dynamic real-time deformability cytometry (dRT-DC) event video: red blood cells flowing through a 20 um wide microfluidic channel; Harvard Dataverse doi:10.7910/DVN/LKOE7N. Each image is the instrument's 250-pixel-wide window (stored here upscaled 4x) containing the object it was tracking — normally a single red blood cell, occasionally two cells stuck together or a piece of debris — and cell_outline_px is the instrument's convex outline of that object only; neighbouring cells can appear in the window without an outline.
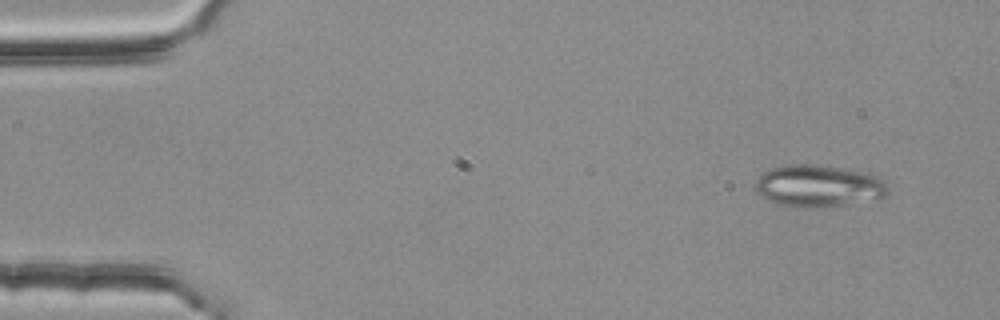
{"species": "common noctule bat (a hibernating species)", "species_latin": "Nyctalus noctula", "temperature_condition": "room temperature", "stored_images_in_passage": 3, "camera_frame_rate_fps": 3000, "um_per_image_px": 0.085, "animal": {"sex": "female", "body_mass_g": 25.1}, "frame": {"image": 1, "passage_image": 1, "time_ms": 0.0, "image_size_px": [1000, 320], "cell_outline_px": [[888, 192], [884, 196], [824, 208], [792, 208], [776, 204], [760, 196], [756, 192], [756, 180], [764, 172], [772, 168], [792, 164], [808, 164], [868, 172], [880, 176], [888, 184]], "centroid_in_image_um": [69.55, 15.82], "position_along_channel_um": 15.4, "area_um2": 32.54}}